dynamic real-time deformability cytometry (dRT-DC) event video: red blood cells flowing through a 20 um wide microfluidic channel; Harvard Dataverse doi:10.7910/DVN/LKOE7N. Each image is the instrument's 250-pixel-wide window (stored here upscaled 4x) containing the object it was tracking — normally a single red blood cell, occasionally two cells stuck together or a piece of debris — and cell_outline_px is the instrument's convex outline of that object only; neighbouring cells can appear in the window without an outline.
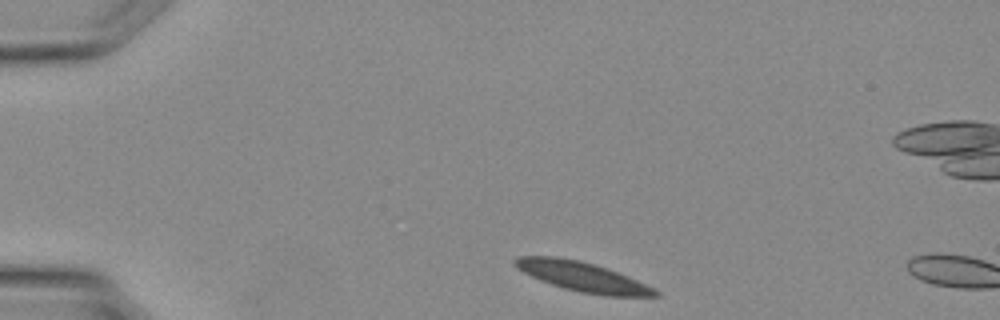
{"species": "Egyptian fruit bat (a non-hibernating species)", "species_latin": "Rousettus aegyptiacus", "temperature_condition": "warm", "stored_images_in_passage": 3, "camera_frame_rate_fps": 3000, "um_per_image_px": 0.085, "animal": {"sex": "female"}, "frame": {"image": 1, "passage_image": 1, "time_ms": 0.0, "image_size_px": [1000, 320], "cell_outline_px": [[660, 296], [604, 296], [580, 292], [564, 288], [540, 280], [516, 268], [512, 264], [512, 260], [520, 256], [552, 256], [580, 260], [628, 276], [660, 292]], "centroid_in_image_um": [49.46, 23.52], "position_along_channel_um": 35.5, "area_um2": 23.81}}